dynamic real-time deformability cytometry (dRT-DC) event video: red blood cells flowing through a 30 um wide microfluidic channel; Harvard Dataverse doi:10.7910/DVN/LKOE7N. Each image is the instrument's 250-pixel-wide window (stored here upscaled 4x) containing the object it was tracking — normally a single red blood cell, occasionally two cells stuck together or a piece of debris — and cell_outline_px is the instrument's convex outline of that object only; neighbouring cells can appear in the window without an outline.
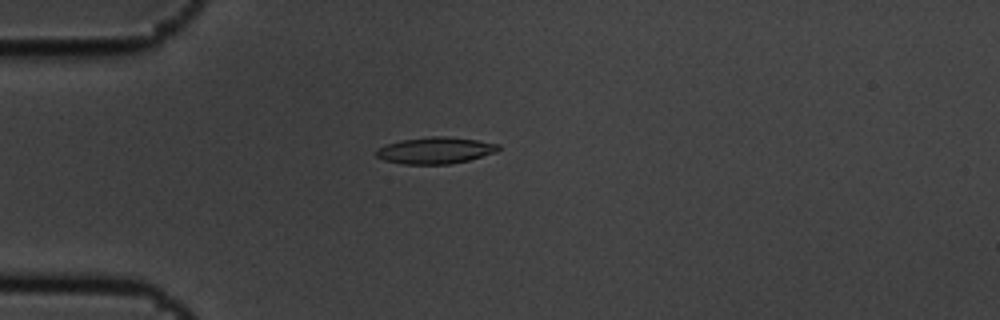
{"species": "common noctule bat (a hibernating species)", "species_latin": "Nyctalus noctula", "temperature_condition": "cold", "stored_images_in_passage": 11, "camera_frame_rate_fps": 3000, "um_per_image_px": 0.085, "animal": {"sex": "male", "body_mass_g": 19.5, "forearm_length_mm": 54.6}, "frame": {"image": 1, "passage_image": 4, "time_ms": 1.0, "image_size_px": [1000, 320], "cell_outline_px": [[500, 148], [496, 152], [468, 160], [448, 164], [404, 164], [384, 160], [376, 156], [376, 148], [400, 140], [432, 136], [444, 136], [476, 140], [500, 144]], "centroid_in_image_um": [36.99, 12.78], "position_along_channel_um": 48.0, "area_um2": 18.79}}
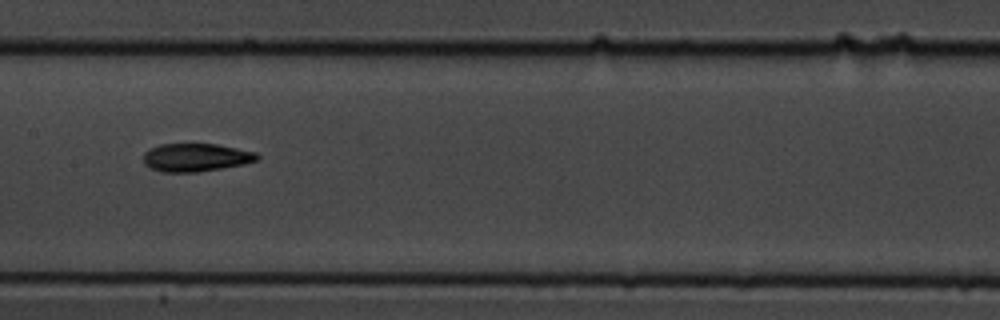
{"frame": {"image": 2, "passage_image": 8, "time_ms": 2.333, "image_size_px": [1000, 320], "cell_outline_px": [[260, 156], [256, 160], [244, 164], [196, 172], [160, 172], [148, 168], [144, 164], [144, 152], [148, 148], [160, 144], [216, 144], [256, 152]], "centroid_in_image_um": [16.59, 13.38], "position_along_channel_um": 190.8, "area_um2": 18.67}}
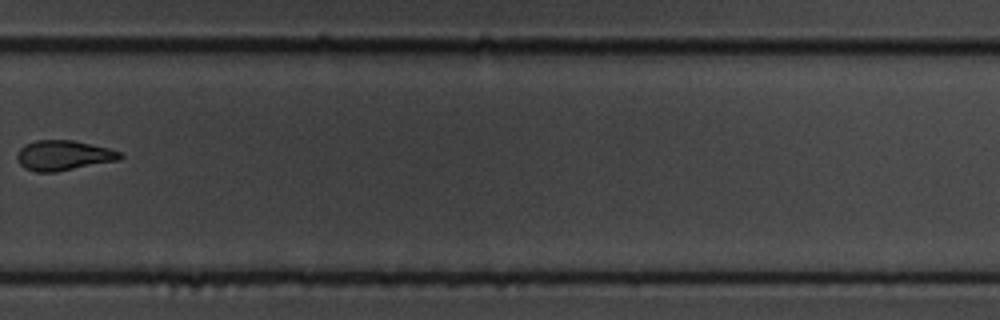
{"frame": {"image": 3, "passage_image": 11, "time_ms": 3.333, "image_size_px": [1000, 320], "cell_outline_px": [[124, 156], [120, 160], [56, 172], [36, 172], [24, 168], [20, 164], [16, 156], [20, 148], [24, 144], [36, 140], [72, 140], [108, 148], [120, 152]], "centroid_in_image_um": [5.39, 13.21], "position_along_channel_um": 324.4, "area_um2": 18.09}}